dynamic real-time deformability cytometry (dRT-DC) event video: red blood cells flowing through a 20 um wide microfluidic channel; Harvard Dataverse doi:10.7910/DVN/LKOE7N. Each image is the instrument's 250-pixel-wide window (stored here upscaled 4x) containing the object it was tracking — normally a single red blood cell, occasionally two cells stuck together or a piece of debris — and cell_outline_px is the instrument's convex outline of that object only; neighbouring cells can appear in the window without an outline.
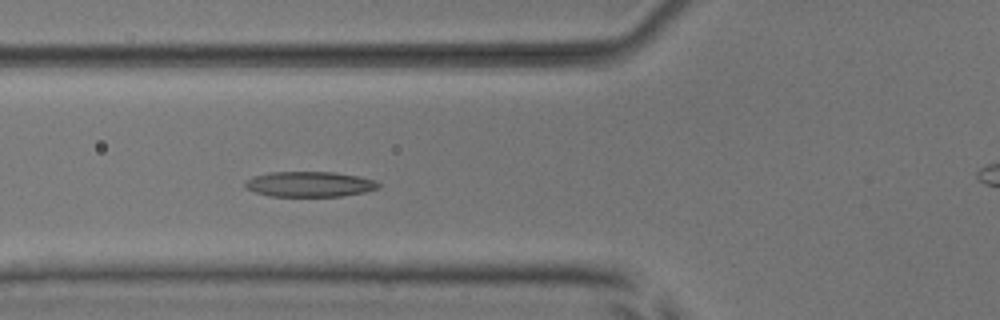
{"species": "common noctule bat (a hibernating species)", "species_latin": "Nyctalus noctula", "temperature_condition": "room temperature", "stored_images_in_passage": 6, "camera_frame_rate_fps": 3000, "um_per_image_px": 0.085, "animal": {"sex": "male", "body_mass_g": 17.9, "forearm_length_mm": 54.2}, "frame": {"image": 1, "passage_image": 5, "time_ms": 4.333, "image_size_px": [1000, 320], "cell_outline_px": [[380, 188], [364, 192], [340, 196], [268, 196], [256, 192], [248, 188], [244, 184], [248, 180], [256, 176], [268, 172], [336, 172], [376, 180], [380, 184]], "centroid_in_image_um": [26.36, 15.65], "position_along_channel_um": 99.4, "area_um2": 19.48}}